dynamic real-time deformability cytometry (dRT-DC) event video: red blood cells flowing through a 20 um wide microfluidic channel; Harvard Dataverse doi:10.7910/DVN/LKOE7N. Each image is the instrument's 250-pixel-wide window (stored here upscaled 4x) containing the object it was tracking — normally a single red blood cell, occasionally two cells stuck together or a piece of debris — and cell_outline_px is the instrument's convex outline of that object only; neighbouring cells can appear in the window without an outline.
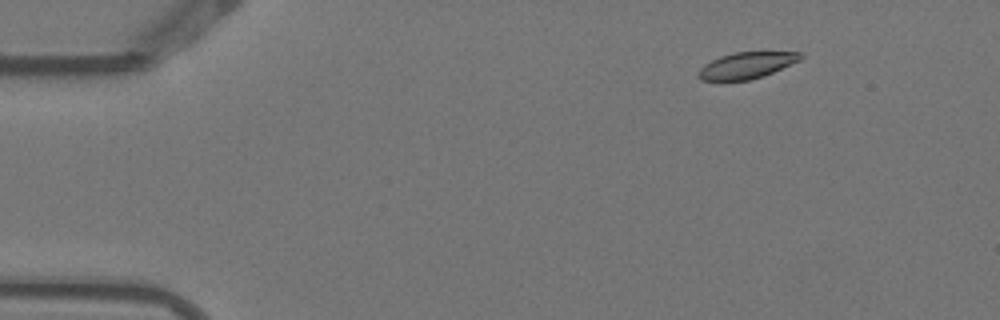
{"species": "Egyptian fruit bat (a non-hibernating species)", "species_latin": "Rousettus aegyptiacus", "temperature_condition": "warm", "stored_images_in_passage": 6, "camera_frame_rate_fps": 3000, "um_per_image_px": 0.085, "animal": {"sex": "female"}, "frame": {"image": 1, "passage_image": 1, "time_ms": 0.0, "image_size_px": [1000, 320], "cell_outline_px": [[804, 56], [800, 60], [772, 72], [748, 80], [700, 80], [696, 76], [696, 72], [704, 64], [720, 56], [736, 52], [800, 52]], "centroid_in_image_um": [63.41, 5.55], "position_along_channel_um": 21.6, "area_um2": 15.49}}
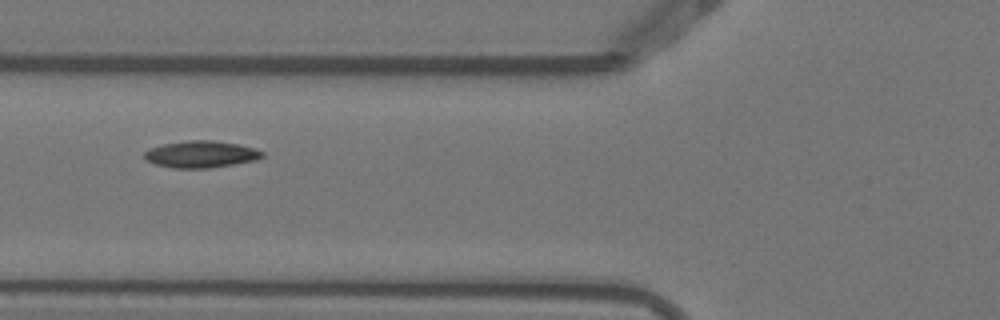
{"frame": {"image": 2, "passage_image": 5, "time_ms": 1.333, "image_size_px": [1000, 320], "cell_outline_px": [[264, 156], [256, 160], [212, 168], [172, 168], [156, 164], [148, 160], [144, 156], [144, 152], [148, 148], [164, 144], [188, 140], [212, 140], [240, 144], [256, 148], [264, 152]], "centroid_in_image_um": [17.12, 13.11], "position_along_channel_um": 108.7, "area_um2": 18.55}}
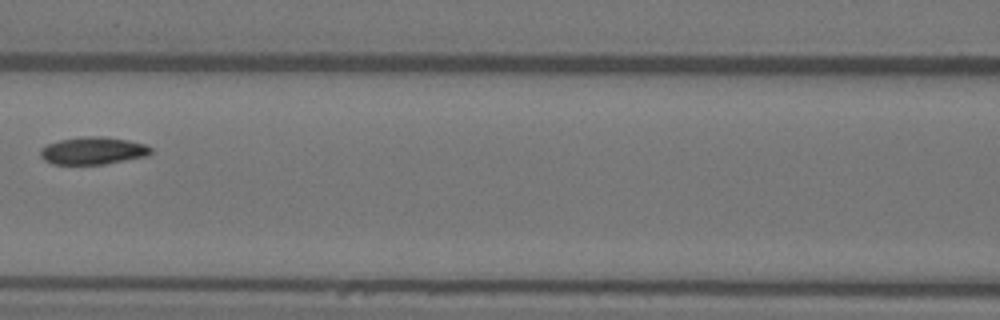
{"frame": {"image": 3, "passage_image": 6, "time_ms": 1.667, "image_size_px": [1000, 320], "cell_outline_px": [[152, 152], [148, 156], [104, 164], [52, 164], [44, 160], [40, 156], [40, 148], [48, 144], [60, 140], [84, 136], [104, 136], [128, 140], [144, 144], [152, 148]], "centroid_in_image_um": [7.91, 12.81], "position_along_channel_um": 158.7, "area_um2": 17.74}}